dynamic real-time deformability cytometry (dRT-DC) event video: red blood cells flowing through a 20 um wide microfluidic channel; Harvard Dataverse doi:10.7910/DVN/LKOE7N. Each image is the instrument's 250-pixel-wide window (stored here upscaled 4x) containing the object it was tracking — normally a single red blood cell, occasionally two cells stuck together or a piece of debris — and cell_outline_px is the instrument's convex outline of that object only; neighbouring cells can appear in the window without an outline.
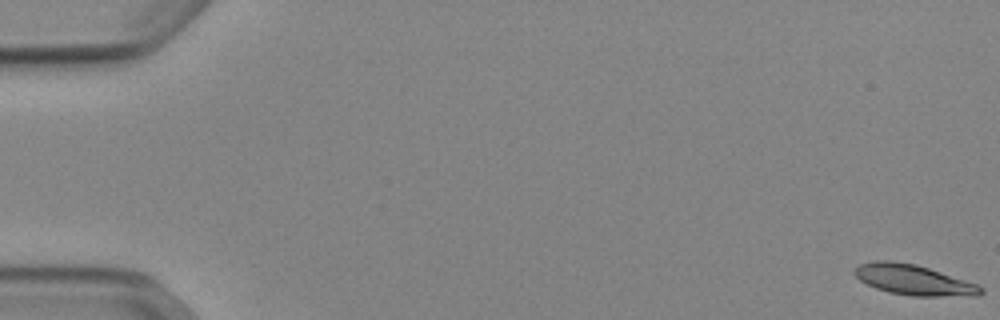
{"species": "Egyptian fruit bat (a non-hibernating species)", "species_latin": "Rousettus aegyptiacus", "temperature_condition": "cold", "stored_images_in_passage": 13, "camera_frame_rate_fps": 3000, "um_per_image_px": 0.085, "animal": {"sex": "female"}, "frame": {"image": 1, "passage_image": 1, "time_ms": 0.0, "image_size_px": [1000, 320], "cell_outline_px": [[984, 292], [980, 296], [912, 296], [888, 292], [876, 288], [860, 280], [852, 272], [860, 264], [876, 260], [892, 260], [916, 264], [980, 284], [984, 288]], "centroid_in_image_um": [77.72, 23.79], "position_along_channel_um": 7.3, "area_um2": 22.6}}